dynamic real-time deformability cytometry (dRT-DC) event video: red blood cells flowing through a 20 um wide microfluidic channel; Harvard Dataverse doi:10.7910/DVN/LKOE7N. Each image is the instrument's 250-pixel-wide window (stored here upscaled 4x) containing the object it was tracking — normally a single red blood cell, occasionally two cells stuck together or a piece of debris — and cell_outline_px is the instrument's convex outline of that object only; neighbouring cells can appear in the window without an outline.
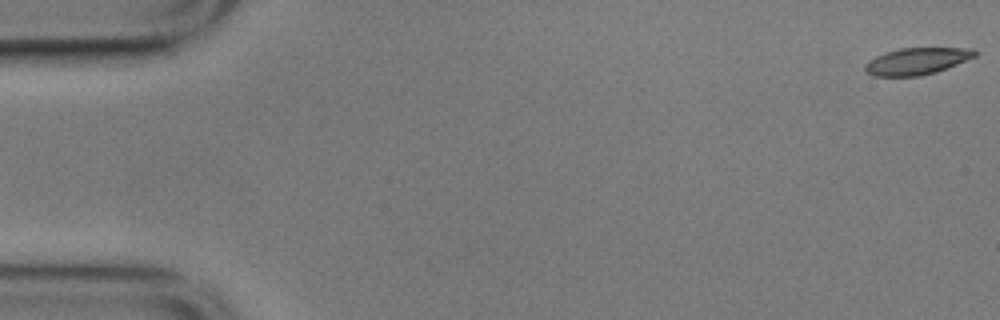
{"species": "common noctule bat (a hibernating species)", "species_latin": "Nyctalus noctula", "temperature_condition": "cold", "stored_images_in_passage": 52, "camera_frame_rate_fps": 3000, "um_per_image_px": 0.085, "animal": {"sex": "male", "body_mass_g": 17.9}, "frame": {"image": 1, "passage_image": 1, "time_ms": 0.0, "image_size_px": [1000, 320], "cell_outline_px": [[976, 56], [936, 72], [920, 76], [872, 76], [864, 72], [864, 64], [868, 60], [884, 52], [900, 48], [976, 48]], "centroid_in_image_um": [77.88, 5.2], "position_along_channel_um": 7.1, "area_um2": 17.28}}
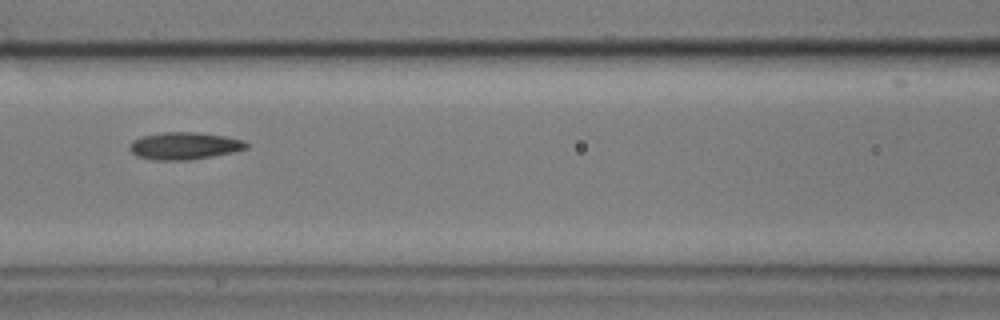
{"frame": {"image": 2, "passage_image": 25, "time_ms": 8.0, "image_size_px": [1000, 320], "cell_outline_px": [[248, 148], [236, 152], [188, 160], [152, 160], [136, 156], [128, 148], [128, 144], [132, 140], [140, 136], [164, 132], [196, 132], [224, 136], [244, 140], [248, 144]], "centroid_in_image_um": [15.64, 12.4], "position_along_channel_um": 151.0, "area_um2": 18.79}}
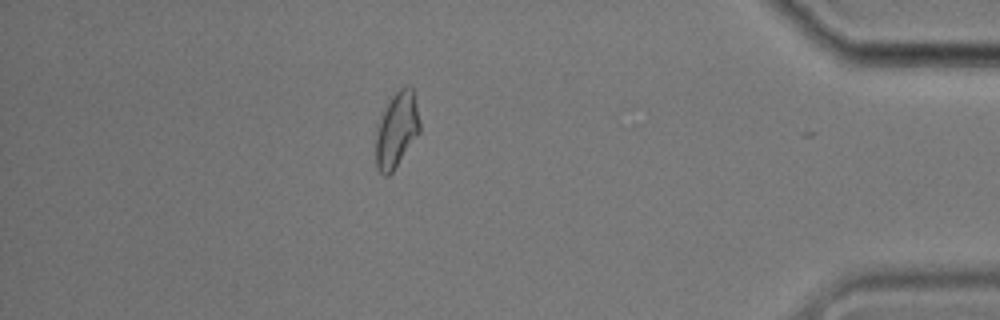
{"frame": {"image": 3, "passage_image": 50, "time_ms": 16.333, "image_size_px": [1000, 320], "cell_outline_px": [[420, 132], [392, 172], [388, 176], [384, 176], [376, 168], [376, 136], [380, 116], [392, 96], [400, 88], [412, 88], [420, 120]], "centroid_in_image_um": [33.71, 11.07], "position_along_channel_um": 401.5, "area_um2": 19.02}, "authors_computed_cell_mechanics": {"area_um2": 18.2937, "velocity_mm_per_s": 3.5066, "shape_relaxation_time_tau1_ms": 5.765, "shape_relaxation_time_tau2_ms": 3.8085, "deformation_change_tau1": 0.1443, "deformation_change_tau2": 0.1071}}